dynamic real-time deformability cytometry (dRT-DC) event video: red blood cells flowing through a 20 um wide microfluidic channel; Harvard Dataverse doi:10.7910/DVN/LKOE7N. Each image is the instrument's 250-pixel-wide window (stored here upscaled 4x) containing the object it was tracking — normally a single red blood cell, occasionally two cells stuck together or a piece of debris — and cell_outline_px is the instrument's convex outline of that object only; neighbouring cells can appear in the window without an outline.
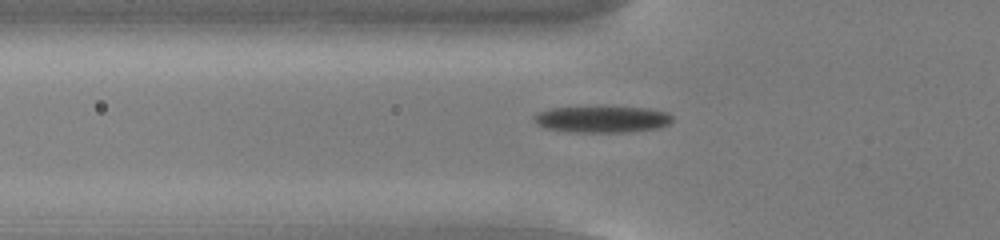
{"species": "common noctule bat (a hibernating species)", "species_latin": "Nyctalus noctula", "temperature_condition": "cold", "stored_images_in_passage": 22, "camera_frame_rate_fps": 3000, "um_per_image_px": 0.085, "animal": {"sex": "male", "body_mass_g": 13.0, "forearm_length_mm": 53.1}, "frame": {"image": 1, "passage_image": 3, "time_ms": 0.667, "image_size_px": [1000, 240], "cell_outline_px": [[672, 120], [668, 124], [660, 128], [628, 132], [576, 132], [544, 128], [536, 124], [532, 120], [532, 116], [536, 112], [552, 108], [648, 108], [668, 112], [672, 116]], "centroid_in_image_um": [51.16, 10.15], "position_along_channel_um": 74.6, "area_um2": 21.21}}
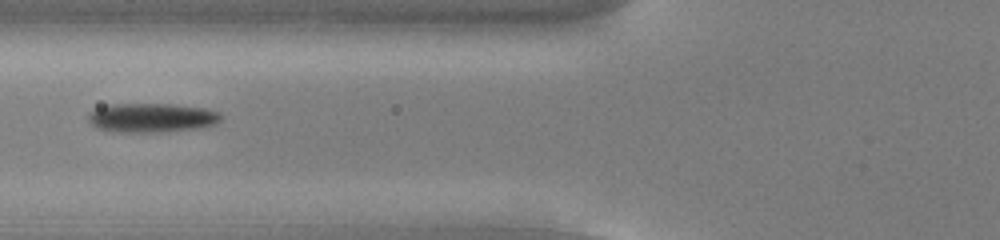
{"frame": {"image": 2, "passage_image": 6, "time_ms": 1.667, "image_size_px": [1000, 240], "cell_outline_px": [[224, 116], [216, 124], [196, 128], [156, 132], [120, 132], [96, 128], [88, 120], [88, 116], [96, 108], [108, 104], [168, 104], [204, 108], [220, 112]], "centroid_in_image_um": [12.9, 10.0], "position_along_channel_um": 112.9, "area_um2": 22.43}}
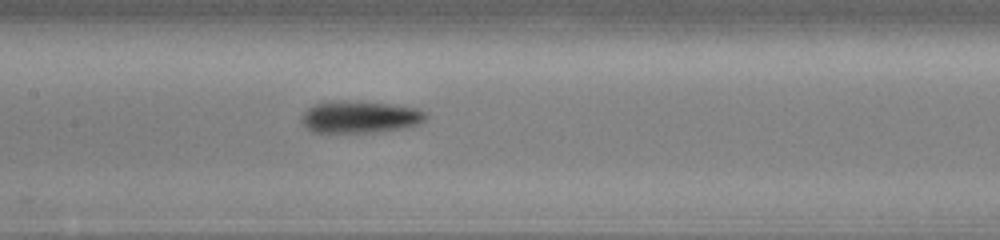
{"frame": {"image": 3, "passage_image": 11, "time_ms": 3.333, "image_size_px": [1000, 240], "cell_outline_px": [[428, 116], [424, 120], [416, 124], [400, 128], [372, 132], [312, 132], [300, 120], [304, 112], [308, 108], [316, 104], [392, 104], [416, 108], [424, 112]], "centroid_in_image_um": [30.61, 9.99], "position_along_channel_um": 176.8, "area_um2": 21.68}}